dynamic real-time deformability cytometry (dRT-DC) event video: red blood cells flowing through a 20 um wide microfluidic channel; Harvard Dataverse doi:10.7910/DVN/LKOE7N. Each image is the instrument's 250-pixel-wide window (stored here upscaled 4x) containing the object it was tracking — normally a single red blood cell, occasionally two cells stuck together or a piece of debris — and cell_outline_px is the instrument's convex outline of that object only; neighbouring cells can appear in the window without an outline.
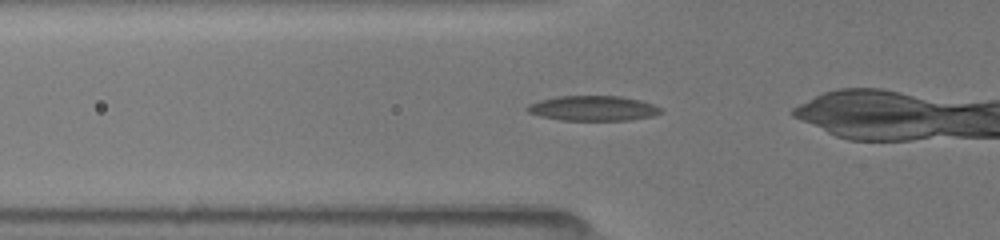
{"species": "common noctule bat (a hibernating species)", "species_latin": "Nyctalus noctula", "temperature_condition": "room temperature", "stored_images_in_passage": 36, "camera_frame_rate_fps": 3000, "um_per_image_px": 0.085, "animal": {"sex": "female", "body_mass_g": 19.5, "forearm_length_mm": 54.1}, "frame": {"image": 1, "passage_image": 12, "time_ms": 3.667, "image_size_px": [1000, 240], "cell_outline_px": [[664, 112], [652, 116], [632, 120], [560, 120], [540, 116], [528, 112], [524, 108], [528, 104], [540, 100], [556, 96], [620, 96], [640, 100], [664, 108]], "centroid_in_image_um": [50.42, 9.2], "position_along_channel_um": 75.4, "area_um2": 19.65}}
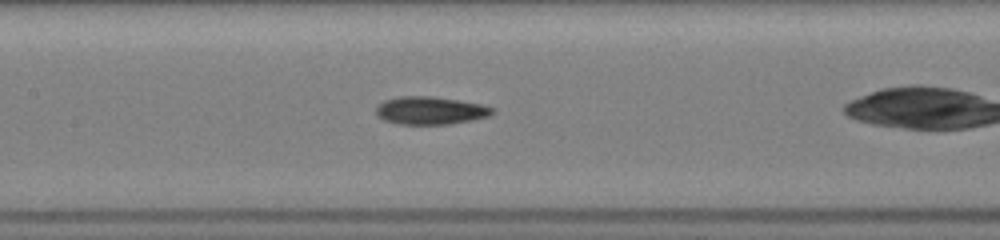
{"frame": {"image": 2, "passage_image": 19, "time_ms": 6.0, "image_size_px": [1000, 240], "cell_outline_px": [[496, 112], [488, 116], [472, 120], [448, 124], [400, 124], [384, 120], [376, 116], [376, 108], [384, 100], [400, 96], [432, 96], [484, 104], [496, 108]], "centroid_in_image_um": [36.62, 9.39], "position_along_channel_um": 170.8, "area_um2": 19.02}}
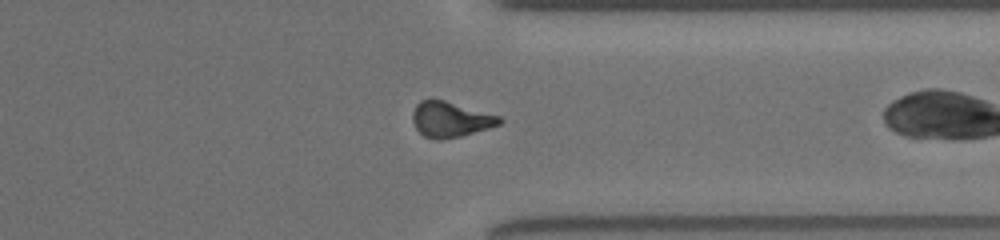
{"frame": {"image": 3, "passage_image": 34, "time_ms": 11.0, "image_size_px": [1000, 240], "cell_outline_px": [[504, 120], [500, 124], [488, 128], [460, 136], [440, 140], [436, 140], [424, 136], [416, 128], [412, 120], [412, 112], [416, 104], [420, 100], [444, 100], [504, 116]], "centroid_in_image_um": [38.32, 10.14], "position_along_channel_um": 373.1, "area_um2": 18.09}}